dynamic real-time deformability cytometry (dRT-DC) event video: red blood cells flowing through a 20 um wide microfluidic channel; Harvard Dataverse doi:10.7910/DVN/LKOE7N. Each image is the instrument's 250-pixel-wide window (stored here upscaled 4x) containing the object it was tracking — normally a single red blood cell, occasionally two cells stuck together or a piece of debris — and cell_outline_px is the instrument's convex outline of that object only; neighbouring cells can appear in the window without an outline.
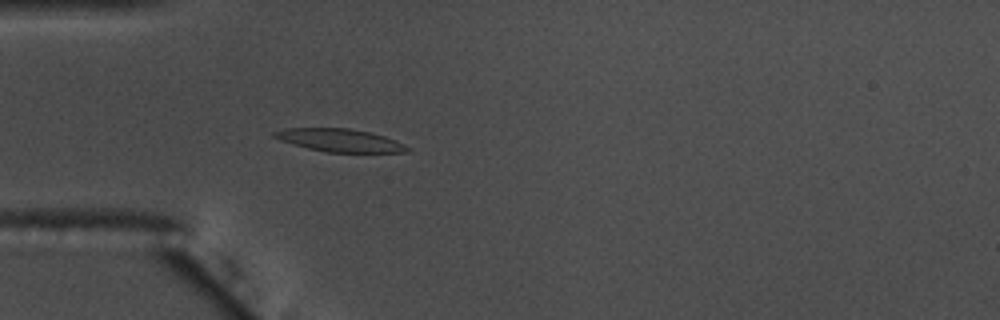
{"species": "common noctule bat (a hibernating species)", "species_latin": "Nyctalus noctula", "temperature_condition": "warm", "stored_images_in_passage": 57, "camera_frame_rate_fps": 3000, "um_per_image_px": 0.085, "animal": {"sex": "male", "body_mass_g": 17.5, "forearm_length_mm": 52.3}, "frame": {"image": 1, "passage_image": 17, "time_ms": 5.333, "image_size_px": [1000, 320], "cell_outline_px": [[412, 148], [404, 152], [324, 152], [308, 148], [280, 140], [272, 136], [272, 132], [284, 128], [348, 128], [368, 132], [384, 136], [396, 140]], "centroid_in_image_um": [28.87, 11.92], "position_along_channel_um": 56.1, "area_um2": 17.63}}
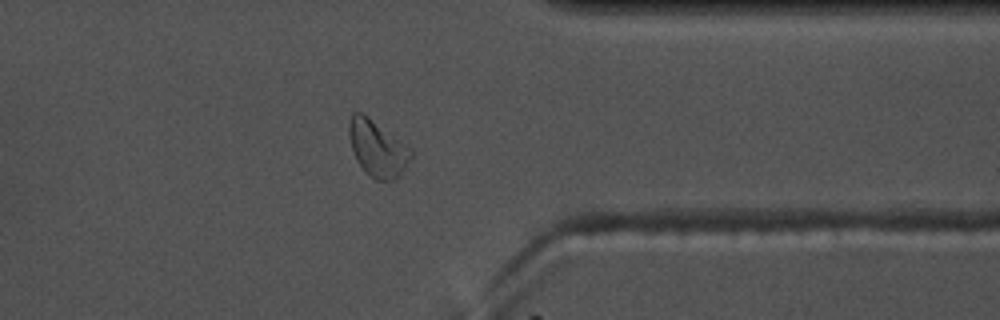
{"frame": {"image": 2, "passage_image": 45, "time_ms": 14.667, "image_size_px": [1000, 320], "cell_outline_px": [[412, 156], [400, 176], [392, 180], [376, 180], [364, 172], [356, 160], [352, 148], [348, 132], [348, 124], [352, 112], [360, 112], [368, 116], [412, 148]], "centroid_in_image_um": [32.08, 12.61], "position_along_channel_um": 379.3, "area_um2": 20.4}}
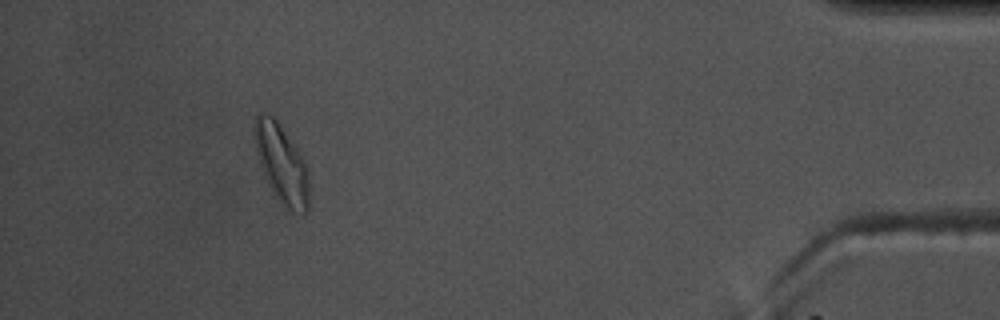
{"frame": {"image": 3, "passage_image": 52, "time_ms": 17.0, "image_size_px": [1000, 320], "cell_outline_px": [[308, 208], [304, 212], [288, 208], [284, 204], [272, 188], [260, 164], [256, 148], [252, 128], [256, 116], [260, 112], [264, 112], [272, 116], [276, 120], [308, 168]], "centroid_in_image_um": [23.9, 13.84], "position_along_channel_um": 411.3, "area_um2": 23.7}, "authors_computed_cell_mechanics": {"area_um2": 18.0914, "velocity_mm_per_s": 3.611, "shape_relaxation_time_tau1_ms": 5.9328, "shape_relaxation_time_tau2_ms": 10.3004, "deformation_change_tau1": 0.1573, "deformation_change_tau2": 0.1939}}